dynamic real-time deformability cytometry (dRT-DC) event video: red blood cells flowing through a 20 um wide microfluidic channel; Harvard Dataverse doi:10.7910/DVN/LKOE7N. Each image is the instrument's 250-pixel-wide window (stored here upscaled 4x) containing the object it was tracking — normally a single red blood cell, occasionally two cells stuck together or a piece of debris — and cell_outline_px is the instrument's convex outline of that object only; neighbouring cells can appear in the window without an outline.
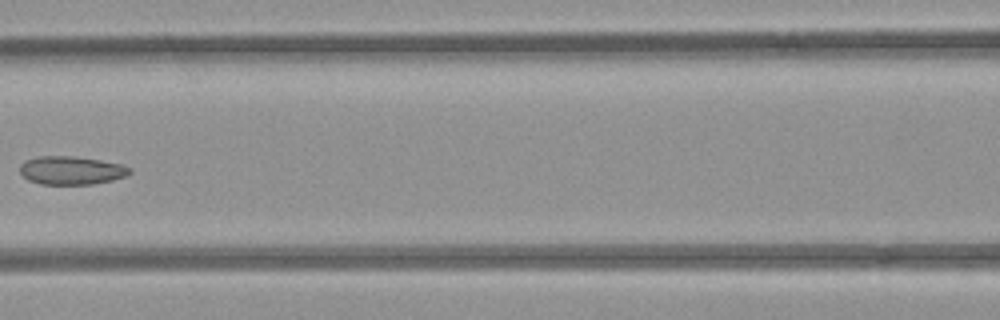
{"species": "common noctule bat (a hibernating species)", "species_latin": "Nyctalus noctula", "temperature_condition": "room temperature", "stored_images_in_passage": 7, "camera_frame_rate_fps": 3000, "um_per_image_px": 0.085, "animal": {"sex": "female", "body_mass_g": 21.9}, "frame": {"image": 1, "passage_image": 6, "time_ms": 7.0, "image_size_px": [1000, 320], "cell_outline_px": [[132, 172], [128, 176], [112, 180], [92, 184], [40, 184], [28, 180], [20, 172], [20, 164], [24, 160], [36, 156], [72, 156], [100, 160], [124, 164], [132, 168]], "centroid_in_image_um": [6.09, 14.47], "position_along_channel_um": 160.5, "area_um2": 18.38}}
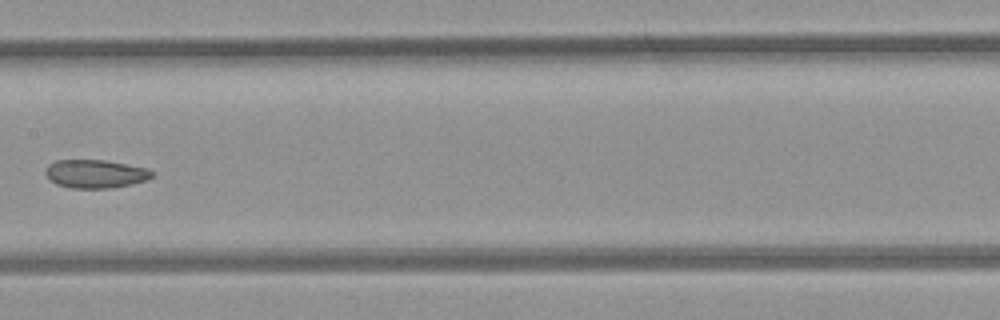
{"frame": {"image": 2, "passage_image": 7, "time_ms": 8.0, "image_size_px": [1000, 320], "cell_outline_px": [[156, 172], [152, 176], [144, 180], [132, 184], [112, 188], [72, 188], [56, 184], [44, 172], [44, 168], [48, 164], [56, 160], [104, 160], [148, 168]], "centroid_in_image_um": [8.11, 14.77], "position_along_channel_um": 199.3, "area_um2": 17.63}}